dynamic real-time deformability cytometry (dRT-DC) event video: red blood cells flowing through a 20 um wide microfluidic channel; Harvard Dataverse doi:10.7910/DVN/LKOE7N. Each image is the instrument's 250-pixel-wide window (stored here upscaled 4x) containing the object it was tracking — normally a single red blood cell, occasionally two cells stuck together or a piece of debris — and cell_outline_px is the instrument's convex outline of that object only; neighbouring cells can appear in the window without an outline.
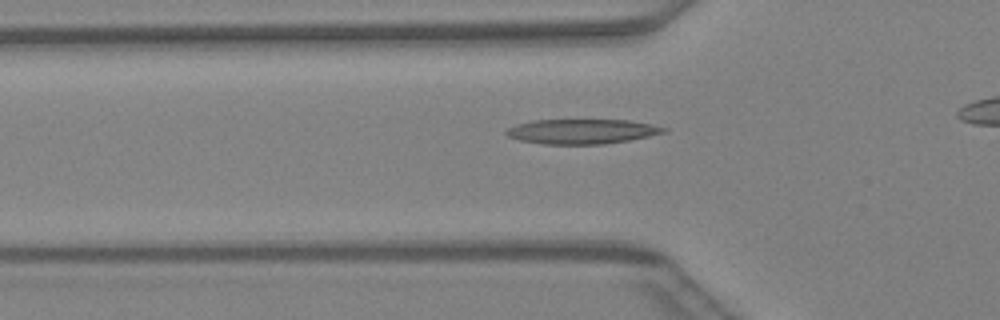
{"species": "Egyptian fruit bat (a non-hibernating species)", "species_latin": "Rousettus aegyptiacus", "temperature_condition": "warm", "stored_images_in_passage": 33, "camera_frame_rate_fps": 3000, "um_per_image_px": 0.085, "animal": {"sex": "female"}, "frame": {"image": 1, "passage_image": 11, "time_ms": 3.333, "image_size_px": [1000, 320], "cell_outline_px": [[668, 132], [628, 140], [604, 144], [544, 144], [520, 140], [508, 136], [504, 132], [508, 128], [516, 124], [532, 120], [628, 120], [668, 128]], "centroid_in_image_um": [49.44, 11.17], "position_along_channel_um": 76.4, "area_um2": 22.6}}
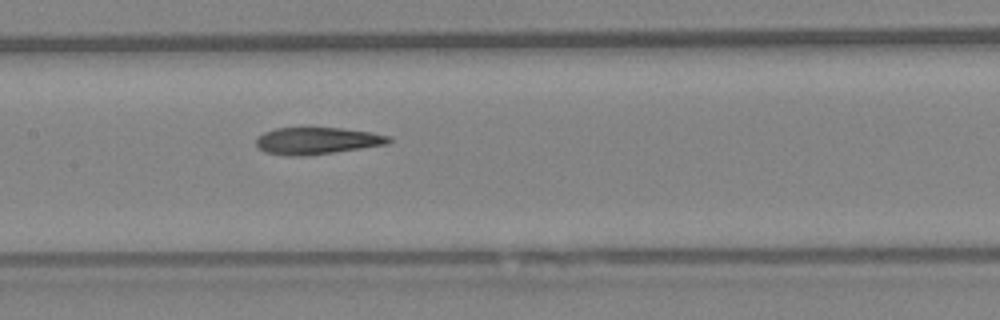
{"frame": {"image": 2, "passage_image": 18, "time_ms": 5.667, "image_size_px": [1000, 320], "cell_outline_px": [[392, 140], [388, 144], [336, 152], [304, 156], [288, 156], [264, 152], [256, 144], [256, 136], [264, 132], [276, 128], [340, 128], [372, 132], [392, 136]], "centroid_in_image_um": [26.96, 11.97], "position_along_channel_um": 180.4, "area_um2": 20.98}}
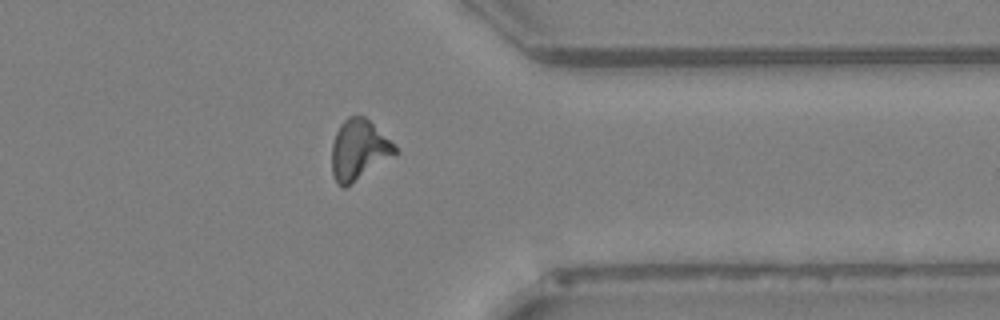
{"frame": {"image": 3, "passage_image": 32, "time_ms": 10.333, "image_size_px": [1000, 320], "cell_outline_px": [[400, 152], [396, 156], [352, 184], [344, 188], [340, 188], [336, 184], [332, 172], [332, 144], [336, 132], [340, 124], [348, 116], [364, 116], [400, 148]], "centroid_in_image_um": [30.54, 12.78], "position_along_channel_um": 380.9, "area_um2": 22.83}}